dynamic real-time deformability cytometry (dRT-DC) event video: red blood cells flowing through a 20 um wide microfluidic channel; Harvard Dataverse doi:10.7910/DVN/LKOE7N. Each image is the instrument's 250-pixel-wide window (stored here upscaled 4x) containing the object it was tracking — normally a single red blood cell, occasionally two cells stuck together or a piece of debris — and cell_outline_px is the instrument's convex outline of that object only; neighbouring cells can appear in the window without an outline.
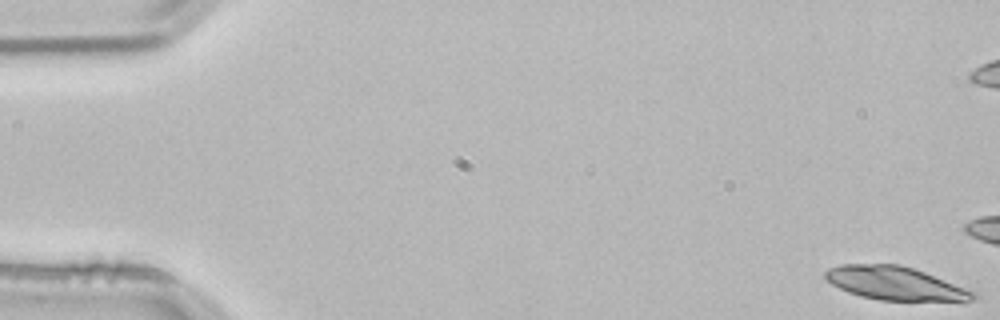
{"species": "common noctule bat (a hibernating species)", "species_latin": "Nyctalus noctula", "temperature_condition": "room temperature", "stored_images_in_passage": 14, "camera_frame_rate_fps": 3000, "um_per_image_px": 0.085, "animal": {"sex": "male", "body_mass_g": 21.5, "forearm_length_mm": 52.0}, "frame": {"image": 1, "passage_image": 1, "time_ms": 0.0, "image_size_px": [1000, 320], "cell_outline_px": [[980, 296], [964, 304], [880, 300], [860, 296], [848, 292], [824, 280], [824, 272], [828, 268], [840, 264], [900, 264], [924, 272], [976, 292]], "centroid_in_image_um": [76.19, 24.14], "position_along_channel_um": 8.8, "area_um2": 29.88}}